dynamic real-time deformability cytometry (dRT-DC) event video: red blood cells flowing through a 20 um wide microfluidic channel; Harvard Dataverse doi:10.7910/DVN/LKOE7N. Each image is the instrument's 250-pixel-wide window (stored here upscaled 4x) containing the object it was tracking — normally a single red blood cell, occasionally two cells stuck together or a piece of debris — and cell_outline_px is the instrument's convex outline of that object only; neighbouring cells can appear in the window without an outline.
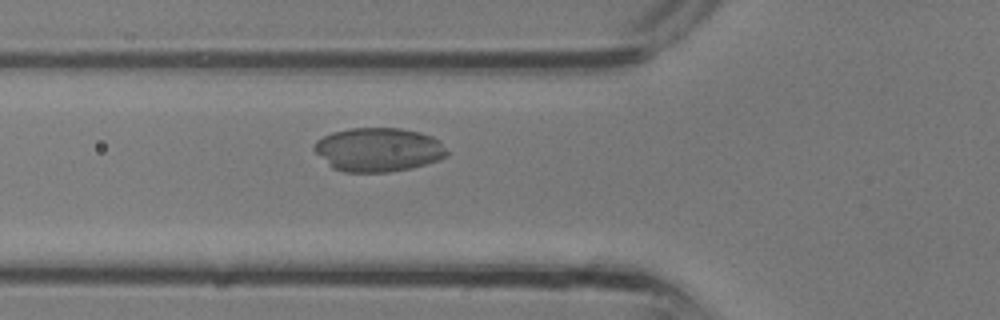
{"species": "common noctule bat (a hibernating species)", "species_latin": "Nyctalus noctula", "temperature_condition": "room temperature", "stored_images_in_passage": 24, "camera_frame_rate_fps": 3000, "um_per_image_px": 0.085, "animal": {"sex": "male", "body_mass_g": 13.3}, "frame": {"image": 1, "passage_image": 4, "time_ms": 1.0, "image_size_px": [1000, 320], "cell_outline_px": [[448, 156], [440, 160], [412, 168], [388, 172], [344, 172], [332, 168], [312, 148], [312, 144], [316, 140], [332, 132], [348, 128], [400, 128], [420, 132], [432, 136], [440, 140], [448, 152]], "centroid_in_image_um": [32.17, 12.72], "position_along_channel_um": 93.6, "area_um2": 34.28}}
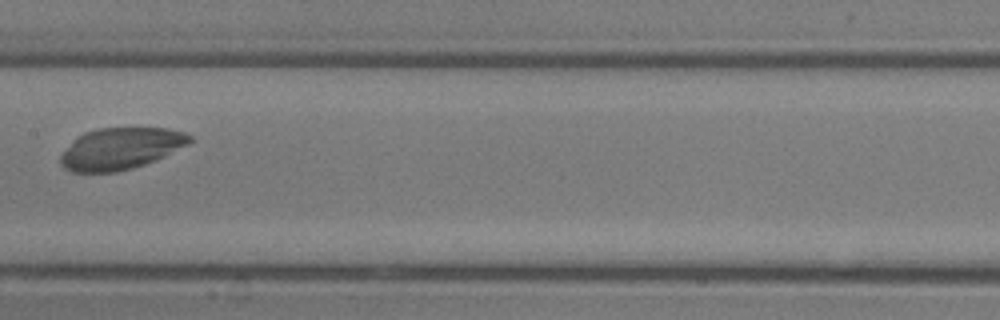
{"frame": {"image": 2, "passage_image": 9, "time_ms": 2.667, "image_size_px": [1000, 320], "cell_outline_px": [[196, 140], [156, 160], [132, 168], [116, 172], [72, 172], [64, 168], [60, 164], [60, 156], [72, 140], [76, 136], [84, 132], [100, 128], [168, 128], [184, 132], [192, 136]], "centroid_in_image_um": [10.25, 12.62], "position_along_channel_um": 197.1, "area_um2": 31.5}}
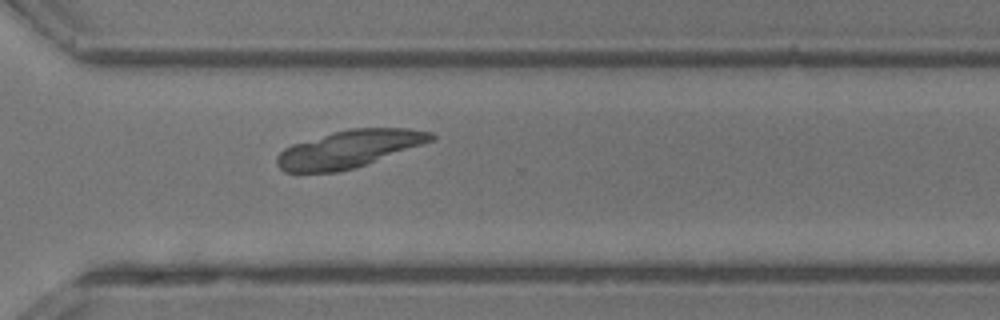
{"frame": {"image": 3, "passage_image": 16, "time_ms": 5.0, "image_size_px": [1000, 320], "cell_outline_px": [[436, 140], [352, 168], [336, 172], [284, 172], [276, 164], [276, 156], [284, 148], [292, 144], [332, 132], [352, 128], [408, 128], [432, 132], [436, 136]], "centroid_in_image_um": [29.67, 12.65], "position_along_channel_um": 340.9, "area_um2": 33.35}}